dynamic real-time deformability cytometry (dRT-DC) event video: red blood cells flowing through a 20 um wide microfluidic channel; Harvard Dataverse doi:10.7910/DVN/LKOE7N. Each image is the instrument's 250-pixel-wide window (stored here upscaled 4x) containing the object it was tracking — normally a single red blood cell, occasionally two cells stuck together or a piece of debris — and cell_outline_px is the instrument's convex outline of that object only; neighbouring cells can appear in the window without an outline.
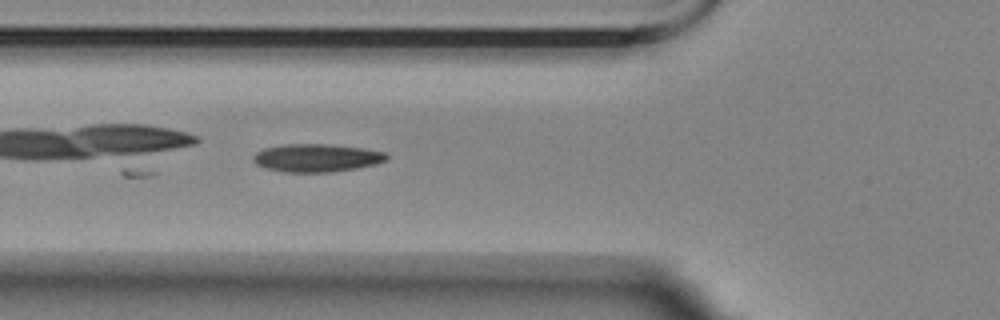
{"species": "Egyptian fruit bat (a non-hibernating species)", "species_latin": "Rousettus aegyptiacus", "temperature_condition": "room temperature", "stored_images_in_passage": 32, "camera_frame_rate_fps": 3000, "um_per_image_px": 0.085, "animal": {"sex": "female"}, "frame": {"image": 1, "passage_image": 5, "time_ms": 1.333, "image_size_px": [1000, 320], "cell_outline_px": [[388, 160], [376, 164], [356, 168], [332, 172], [284, 172], [268, 168], [256, 164], [252, 160], [252, 156], [256, 152], [264, 148], [288, 144], [328, 144], [360, 148], [384, 152], [388, 156]], "centroid_in_image_um": [26.9, 13.42], "position_along_channel_um": 98.9, "area_um2": 21.62}}
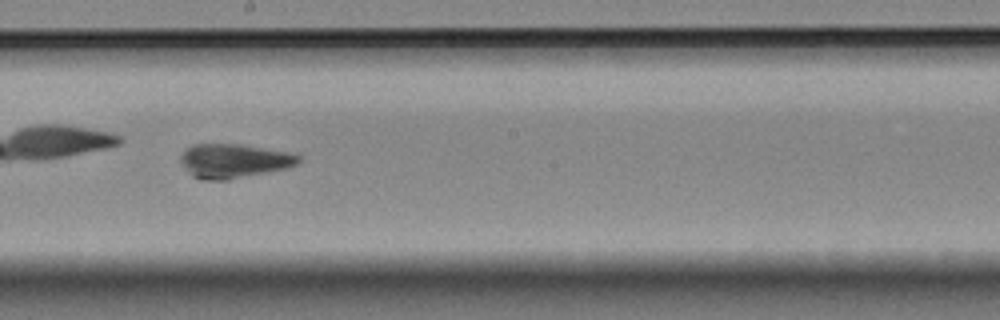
{"frame": {"image": 2, "passage_image": 16, "time_ms": 5.0, "image_size_px": [1000, 320], "cell_outline_px": [[300, 160], [296, 164], [288, 168], [228, 180], [200, 180], [192, 176], [180, 160], [180, 156], [192, 144], [236, 144], [288, 152], [300, 156]], "centroid_in_image_um": [19.86, 13.69], "position_along_channel_um": 228.3, "area_um2": 23.24}}
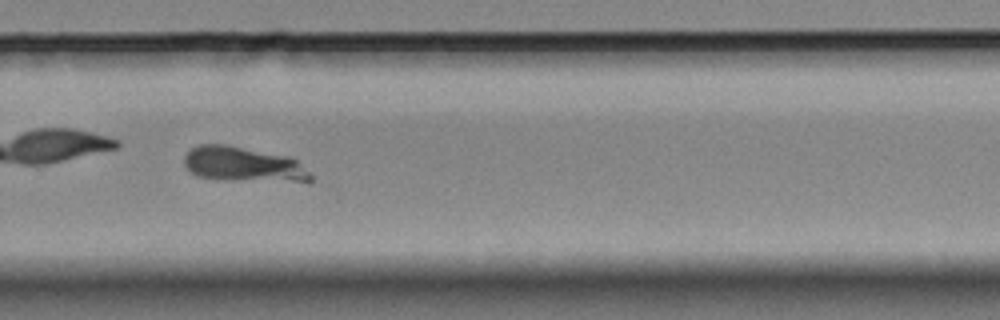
{"frame": {"image": 3, "passage_image": 23, "time_ms": 7.333, "image_size_px": [1000, 320], "cell_outline_px": [[312, 180], [308, 184], [224, 180], [196, 176], [184, 164], [184, 156], [192, 148], [200, 144], [224, 144], [284, 156], [296, 160], [312, 176]], "centroid_in_image_um": [20.74, 14.03], "position_along_channel_um": 309.1, "area_um2": 26.13}}